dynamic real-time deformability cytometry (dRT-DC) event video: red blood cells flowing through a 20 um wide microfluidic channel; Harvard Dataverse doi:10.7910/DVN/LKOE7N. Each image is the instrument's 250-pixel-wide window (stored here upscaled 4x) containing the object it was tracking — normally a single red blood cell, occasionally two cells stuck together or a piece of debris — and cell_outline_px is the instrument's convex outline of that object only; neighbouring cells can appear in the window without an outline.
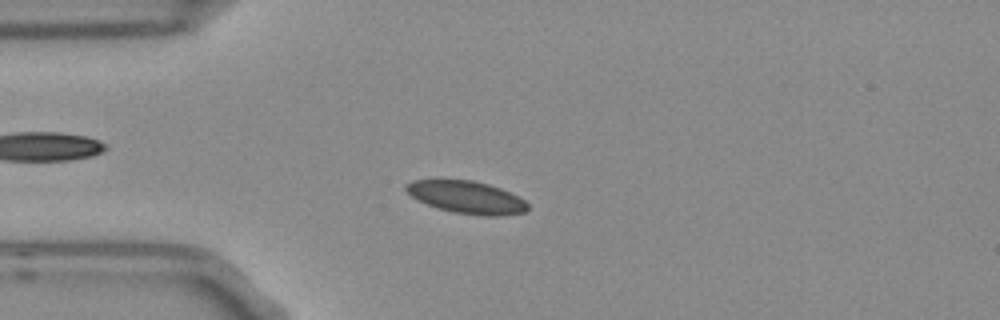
{"species": "Egyptian fruit bat (a non-hibernating species)", "species_latin": "Rousettus aegyptiacus", "temperature_condition": "room temperature", "stored_images_in_passage": 45, "camera_frame_rate_fps": 3000, "um_per_image_px": 0.085, "frame": {"image": 1, "passage_image": 5, "time_ms": 1.333, "image_size_px": [1000, 320], "cell_outline_px": [[528, 208], [524, 212], [500, 216], [484, 216], [452, 212], [436, 208], [416, 200], [404, 188], [404, 184], [412, 180], [472, 180], [488, 184], [500, 188], [524, 200], [528, 204]], "centroid_in_image_um": [39.62, 16.77], "position_along_channel_um": 45.4, "area_um2": 23.0}}
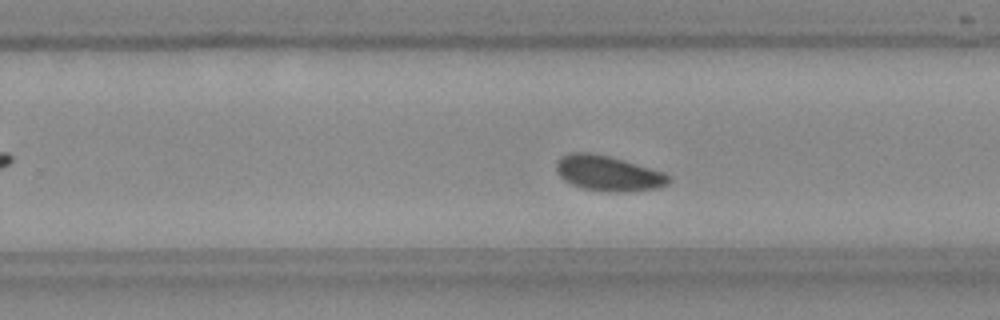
{"frame": {"image": 2, "passage_image": 25, "time_ms": 8.0, "image_size_px": [1000, 320], "cell_outline_px": [[672, 180], [668, 184], [660, 188], [628, 192], [608, 192], [584, 188], [572, 184], [564, 180], [560, 176], [556, 168], [556, 160], [568, 152], [592, 152], [624, 160], [664, 172]], "centroid_in_image_um": [51.71, 14.73], "position_along_channel_um": 278.1, "area_um2": 23.29}}
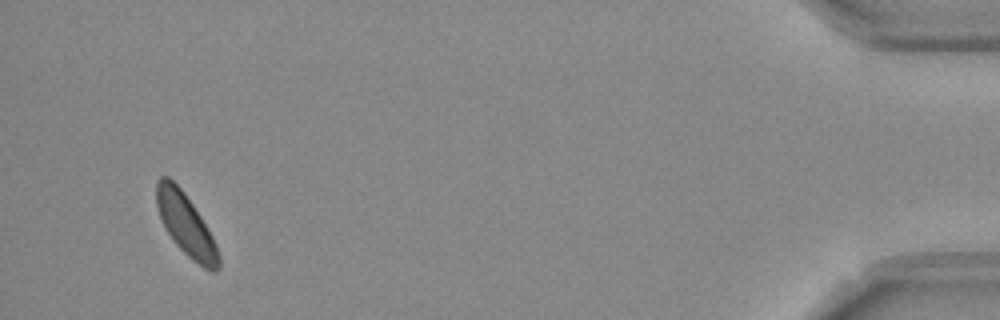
{"frame": {"image": 3, "passage_image": 43, "time_ms": 14.0, "image_size_px": [1000, 320], "cell_outline_px": [[220, 268], [216, 272], [212, 272], [204, 268], [192, 260], [176, 244], [168, 232], [160, 216], [156, 204], [156, 180], [160, 176], [168, 176], [184, 192], [208, 228], [216, 244], [220, 256]], "centroid_in_image_um": [15.82, 19.11], "position_along_channel_um": 419.4, "area_um2": 22.2}, "authors_computed_cell_mechanics": {"area_um2": 22.4842, "velocity_mm_per_s": 3.7036, "shape_relaxation_time_tau1_ms": 5.7679, "shape_relaxation_time_tau2_ms": null, "deformation_change_tau1": 0.0656, "deformation_change_tau2": null}}